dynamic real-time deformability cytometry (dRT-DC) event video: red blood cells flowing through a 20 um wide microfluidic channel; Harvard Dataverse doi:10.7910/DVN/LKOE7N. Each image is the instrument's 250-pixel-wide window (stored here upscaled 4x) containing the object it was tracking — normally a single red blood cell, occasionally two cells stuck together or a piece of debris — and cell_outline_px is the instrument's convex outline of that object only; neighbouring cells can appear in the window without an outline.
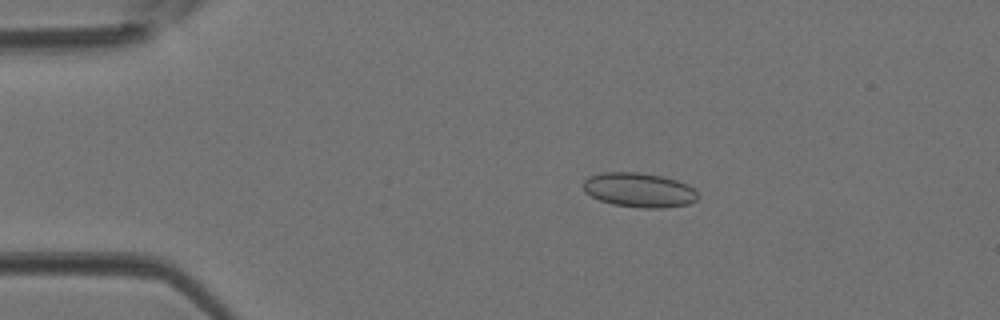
{"species": "Egyptian fruit bat (a non-hibernating species)", "species_latin": "Rousettus aegyptiacus", "temperature_condition": "room temperature", "stored_images_in_passage": 45, "camera_frame_rate_fps": 3000, "um_per_image_px": 0.085, "animal": {"sex": "female"}, "frame": {"image": 1, "passage_image": 9, "time_ms": 2.667, "image_size_px": [1000, 320], "cell_outline_px": [[696, 200], [688, 204], [660, 208], [644, 208], [612, 204], [600, 200], [584, 192], [584, 180], [592, 176], [604, 172], [640, 172], [664, 176], [688, 184], [696, 192]], "centroid_in_image_um": [54.32, 16.14], "position_along_channel_um": 30.7, "area_um2": 22.83}}
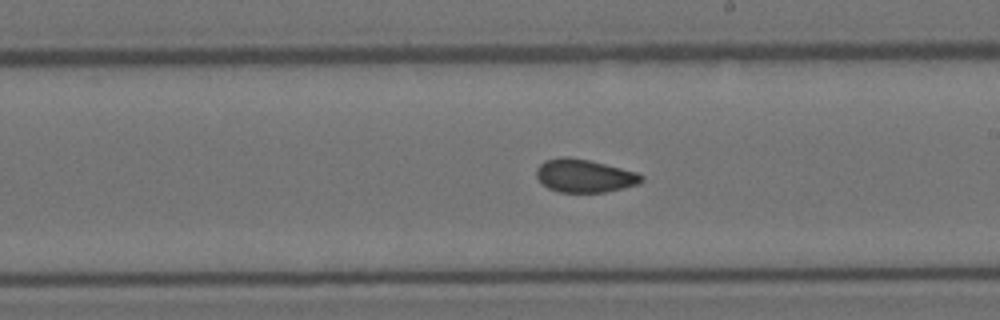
{"frame": {"image": 2, "passage_image": 26, "time_ms": 8.333, "image_size_px": [1000, 320], "cell_outline_px": [[644, 180], [636, 184], [604, 192], [560, 192], [548, 188], [536, 176], [536, 168], [544, 160], [560, 156], [568, 156], [588, 160], [636, 172], [644, 176]], "centroid_in_image_um": [49.63, 14.93], "position_along_channel_um": 239.4, "area_um2": 20.06}}
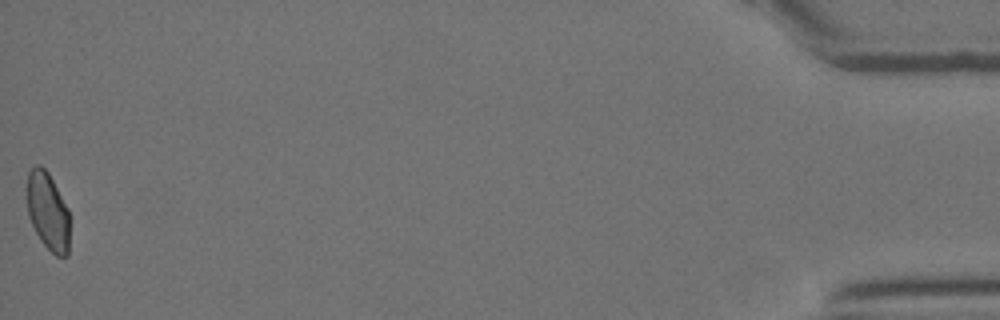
{"frame": {"image": 3, "passage_image": 45, "time_ms": 14.667, "image_size_px": [1000, 320], "cell_outline_px": [[68, 256], [56, 256], [40, 240], [28, 216], [28, 172], [36, 164], [40, 164], [48, 172], [68, 208]], "centroid_in_image_um": [4.07, 17.95], "position_along_channel_um": 431.1, "area_um2": 19.02}}